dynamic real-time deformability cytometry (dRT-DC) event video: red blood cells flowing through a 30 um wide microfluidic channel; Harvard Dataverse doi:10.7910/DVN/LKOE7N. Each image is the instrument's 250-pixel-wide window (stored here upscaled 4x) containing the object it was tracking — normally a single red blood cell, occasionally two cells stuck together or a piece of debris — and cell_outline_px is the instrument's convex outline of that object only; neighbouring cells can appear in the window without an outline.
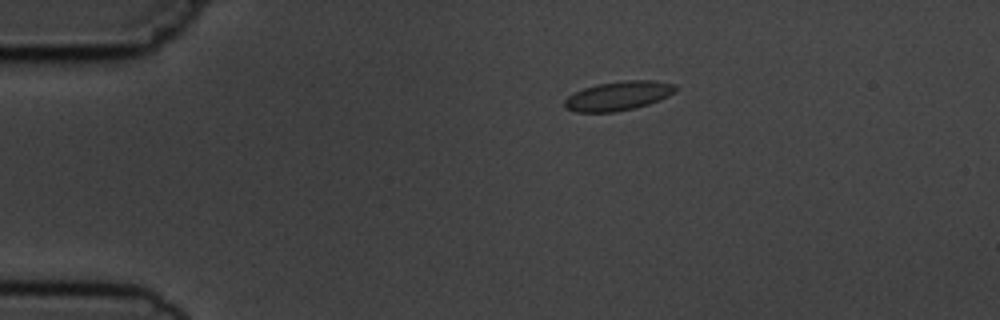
{"species": "common noctule bat (a hibernating species)", "species_latin": "Nyctalus noctula", "temperature_condition": "cold", "stored_images_in_passage": 5, "camera_frame_rate_fps": 3000, "um_per_image_px": 0.085, "animal": {"sex": "male", "body_mass_g": 19.5, "forearm_length_mm": 54.6}, "frame": {"image": 1, "passage_image": 3, "time_ms": 2.333, "image_size_px": [1000, 320], "cell_outline_px": [[676, 92], [660, 100], [636, 108], [612, 112], [576, 112], [564, 108], [564, 100], [568, 96], [584, 88], [596, 84], [624, 80], [656, 80], [676, 84]], "centroid_in_image_um": [52.58, 8.14], "position_along_channel_um": 32.4, "area_um2": 19.02}}
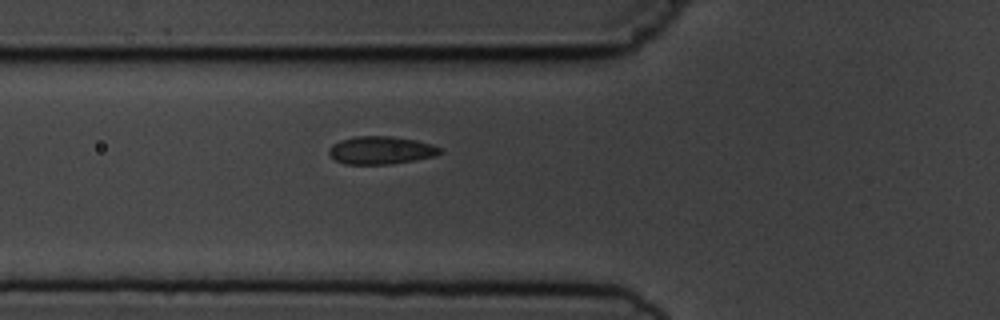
{"frame": {"image": 2, "passage_image": 5, "time_ms": 5.333, "image_size_px": [1000, 320], "cell_outline_px": [[444, 152], [436, 156], [392, 164], [344, 164], [336, 160], [328, 152], [328, 148], [332, 144], [340, 140], [356, 136], [392, 136], [416, 140], [432, 144], [440, 148]], "centroid_in_image_um": [32.39, 12.77], "position_along_channel_um": 93.4, "area_um2": 18.15}}